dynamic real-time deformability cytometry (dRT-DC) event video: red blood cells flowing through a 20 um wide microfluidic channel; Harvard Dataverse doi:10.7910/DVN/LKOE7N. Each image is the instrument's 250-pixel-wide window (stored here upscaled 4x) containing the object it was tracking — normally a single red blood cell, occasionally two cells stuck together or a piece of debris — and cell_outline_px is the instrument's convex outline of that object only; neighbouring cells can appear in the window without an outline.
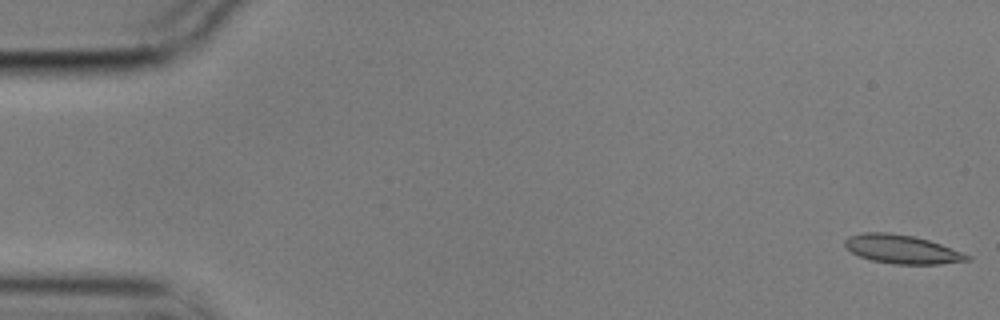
{"species": "common noctule bat (a hibernating species)", "species_latin": "Nyctalus noctula", "temperature_condition": "cold", "stored_images_in_passage": 53, "camera_frame_rate_fps": 3000, "um_per_image_px": 0.085, "animal": {"sex": "male", "body_mass_g": 17.9}, "frame": {"image": 1, "passage_image": 1, "time_ms": 0.0, "image_size_px": [1000, 320], "cell_outline_px": [[972, 260], [940, 264], [892, 264], [872, 260], [860, 256], [844, 248], [844, 240], [848, 236], [860, 232], [888, 232], [912, 236], [928, 240], [940, 244], [972, 256]], "centroid_in_image_um": [76.63, 21.18], "position_along_channel_um": 8.4, "area_um2": 20.52}}
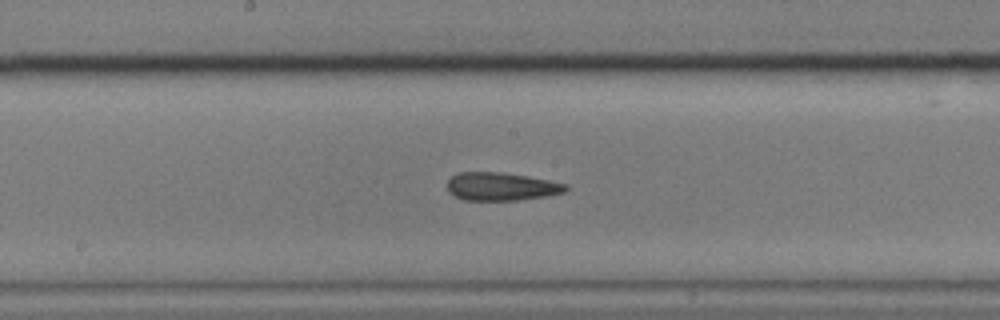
{"frame": {"image": 2, "passage_image": 29, "time_ms": 9.333, "image_size_px": [1000, 320], "cell_outline_px": [[568, 188], [564, 192], [548, 196], [516, 200], [464, 200], [448, 192], [448, 180], [452, 176], [460, 172], [500, 172], [528, 176], [568, 184]], "centroid_in_image_um": [42.62, 15.85], "position_along_channel_um": 205.6, "area_um2": 19.36}}
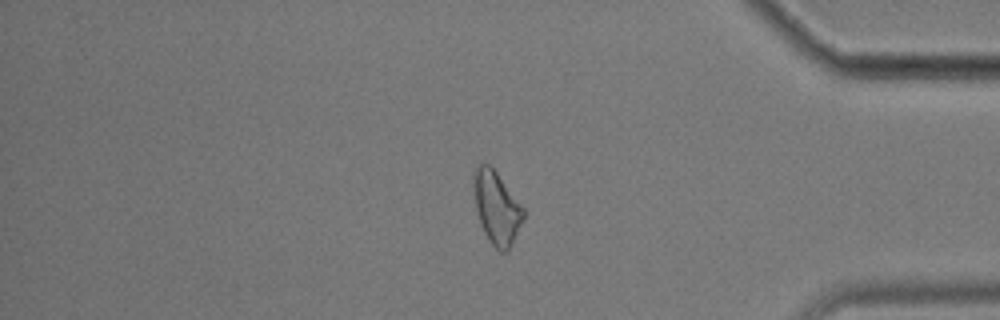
{"frame": {"image": 3, "passage_image": 47, "time_ms": 15.333, "image_size_px": [1000, 320], "cell_outline_px": [[524, 220], [508, 252], [500, 252], [492, 244], [484, 232], [480, 224], [476, 208], [472, 188], [472, 172], [480, 164], [488, 164], [496, 172], [524, 208]], "centroid_in_image_um": [42.2, 17.66], "position_along_channel_um": 393.0, "area_um2": 21.15}, "authors_computed_cell_mechanics": {"area_um2": 20.1144, "velocity_mm_per_s": 3.5444, "shape_relaxation_time_tau1_ms": 6.3717, "shape_relaxation_time_tau2_ms": 3.2548, "deformation_change_tau1": 0.1615, "deformation_change_tau2": 0.1039}}